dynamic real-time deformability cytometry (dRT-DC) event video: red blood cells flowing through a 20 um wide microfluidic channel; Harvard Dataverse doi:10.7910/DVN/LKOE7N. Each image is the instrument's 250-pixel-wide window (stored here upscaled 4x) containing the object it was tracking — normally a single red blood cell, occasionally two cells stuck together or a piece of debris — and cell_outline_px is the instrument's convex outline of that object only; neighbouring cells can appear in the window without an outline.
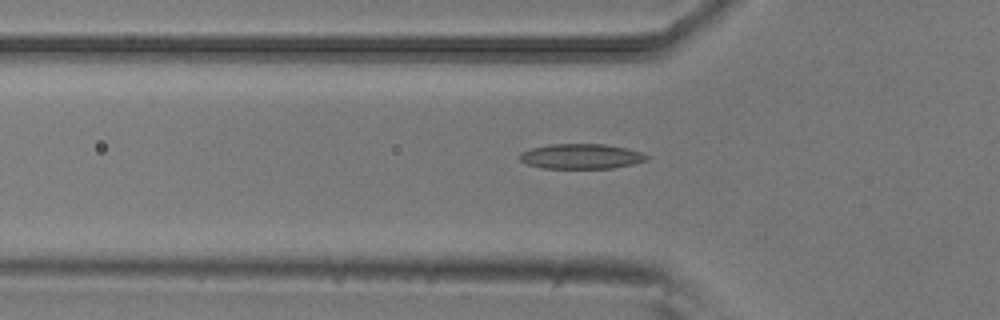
{"species": "common noctule bat (a hibernating species)", "species_latin": "Nyctalus noctula", "temperature_condition": "room temperature", "stored_images_in_passage": 47, "camera_frame_rate_fps": 3000, "um_per_image_px": 0.085, "animal": {"sex": "male", "body_mass_g": 20.5, "forearm_length_mm": 52.5}, "frame": {"image": 1, "passage_image": 17, "time_ms": 5.333, "image_size_px": [1000, 320], "cell_outline_px": [[648, 160], [632, 164], [612, 168], [544, 168], [528, 164], [520, 160], [520, 152], [532, 148], [552, 144], [604, 144], [628, 148], [640, 152], [648, 156]], "centroid_in_image_um": [49.41, 13.28], "position_along_channel_um": 76.4, "area_um2": 18.38}}
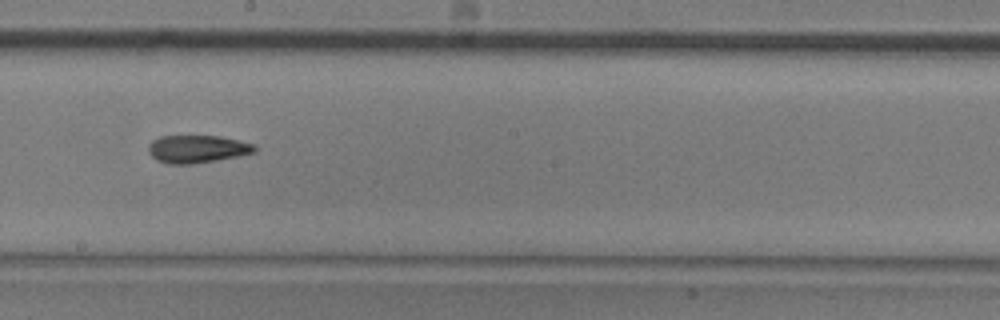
{"frame": {"image": 2, "passage_image": 29, "time_ms": 9.333, "image_size_px": [1000, 320], "cell_outline_px": [[256, 152], [240, 156], [192, 164], [168, 164], [156, 160], [148, 152], [148, 144], [152, 140], [160, 136], [220, 136], [256, 144]], "centroid_in_image_um": [16.76, 12.66], "position_along_channel_um": 231.4, "area_um2": 17.34}}
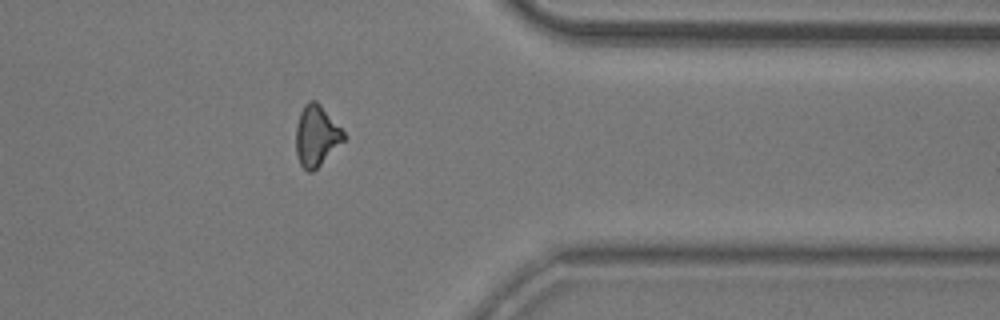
{"frame": {"image": 3, "passage_image": 42, "time_ms": 13.667, "image_size_px": [1000, 320], "cell_outline_px": [[344, 140], [312, 172], [308, 172], [300, 164], [296, 152], [296, 124], [300, 112], [304, 104], [308, 100], [316, 100], [320, 104], [344, 132]], "centroid_in_image_um": [26.86, 11.51], "position_along_channel_um": 384.5, "area_um2": 16.65}}